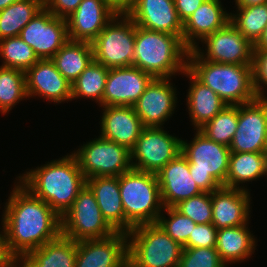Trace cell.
I'll list each match as a JSON object with an SVG mask.
<instances>
[{
    "label": "cell",
    "mask_w": 267,
    "mask_h": 267,
    "mask_svg": "<svg viewBox=\"0 0 267 267\" xmlns=\"http://www.w3.org/2000/svg\"><path fill=\"white\" fill-rule=\"evenodd\" d=\"M8 196L1 225L11 251L24 257L61 235V217L19 181Z\"/></svg>",
    "instance_id": "1"
},
{
    "label": "cell",
    "mask_w": 267,
    "mask_h": 267,
    "mask_svg": "<svg viewBox=\"0 0 267 267\" xmlns=\"http://www.w3.org/2000/svg\"><path fill=\"white\" fill-rule=\"evenodd\" d=\"M17 178L16 181L47 203L60 217L86 186V178L72 153L30 169Z\"/></svg>",
    "instance_id": "2"
},
{
    "label": "cell",
    "mask_w": 267,
    "mask_h": 267,
    "mask_svg": "<svg viewBox=\"0 0 267 267\" xmlns=\"http://www.w3.org/2000/svg\"><path fill=\"white\" fill-rule=\"evenodd\" d=\"M187 69L227 105L246 104L258 98L253 88L252 65L203 60L191 49L187 55Z\"/></svg>",
    "instance_id": "3"
},
{
    "label": "cell",
    "mask_w": 267,
    "mask_h": 267,
    "mask_svg": "<svg viewBox=\"0 0 267 267\" xmlns=\"http://www.w3.org/2000/svg\"><path fill=\"white\" fill-rule=\"evenodd\" d=\"M188 52L178 36L136 26L133 66L154 78L182 74L187 69Z\"/></svg>",
    "instance_id": "4"
},
{
    "label": "cell",
    "mask_w": 267,
    "mask_h": 267,
    "mask_svg": "<svg viewBox=\"0 0 267 267\" xmlns=\"http://www.w3.org/2000/svg\"><path fill=\"white\" fill-rule=\"evenodd\" d=\"M118 179L125 233L138 225L156 223L163 210L157 175L131 169Z\"/></svg>",
    "instance_id": "5"
},
{
    "label": "cell",
    "mask_w": 267,
    "mask_h": 267,
    "mask_svg": "<svg viewBox=\"0 0 267 267\" xmlns=\"http://www.w3.org/2000/svg\"><path fill=\"white\" fill-rule=\"evenodd\" d=\"M189 143L181 140V154L189 162V172L202 192L225 187L231 151L228 146L208 139L198 129Z\"/></svg>",
    "instance_id": "6"
},
{
    "label": "cell",
    "mask_w": 267,
    "mask_h": 267,
    "mask_svg": "<svg viewBox=\"0 0 267 267\" xmlns=\"http://www.w3.org/2000/svg\"><path fill=\"white\" fill-rule=\"evenodd\" d=\"M127 239L128 267H178L183 246L157 222L134 227Z\"/></svg>",
    "instance_id": "7"
},
{
    "label": "cell",
    "mask_w": 267,
    "mask_h": 267,
    "mask_svg": "<svg viewBox=\"0 0 267 267\" xmlns=\"http://www.w3.org/2000/svg\"><path fill=\"white\" fill-rule=\"evenodd\" d=\"M136 24L127 14H117L91 43L93 59L106 68L132 66Z\"/></svg>",
    "instance_id": "8"
},
{
    "label": "cell",
    "mask_w": 267,
    "mask_h": 267,
    "mask_svg": "<svg viewBox=\"0 0 267 267\" xmlns=\"http://www.w3.org/2000/svg\"><path fill=\"white\" fill-rule=\"evenodd\" d=\"M85 178L119 177L132 169L130 150L101 136L72 152Z\"/></svg>",
    "instance_id": "9"
},
{
    "label": "cell",
    "mask_w": 267,
    "mask_h": 267,
    "mask_svg": "<svg viewBox=\"0 0 267 267\" xmlns=\"http://www.w3.org/2000/svg\"><path fill=\"white\" fill-rule=\"evenodd\" d=\"M115 232L103 218L95 195L87 185L61 217V234L74 241L105 238Z\"/></svg>",
    "instance_id": "10"
},
{
    "label": "cell",
    "mask_w": 267,
    "mask_h": 267,
    "mask_svg": "<svg viewBox=\"0 0 267 267\" xmlns=\"http://www.w3.org/2000/svg\"><path fill=\"white\" fill-rule=\"evenodd\" d=\"M163 127H144L130 150L132 169L157 174L181 153V138ZM169 133V134H168Z\"/></svg>",
    "instance_id": "11"
},
{
    "label": "cell",
    "mask_w": 267,
    "mask_h": 267,
    "mask_svg": "<svg viewBox=\"0 0 267 267\" xmlns=\"http://www.w3.org/2000/svg\"><path fill=\"white\" fill-rule=\"evenodd\" d=\"M201 43L206 44L205 52L201 50L199 44L193 50L203 60L252 65L254 45L230 21L224 27L207 35Z\"/></svg>",
    "instance_id": "12"
},
{
    "label": "cell",
    "mask_w": 267,
    "mask_h": 267,
    "mask_svg": "<svg viewBox=\"0 0 267 267\" xmlns=\"http://www.w3.org/2000/svg\"><path fill=\"white\" fill-rule=\"evenodd\" d=\"M39 58L51 59L69 40L67 21L45 7L21 30L19 35Z\"/></svg>",
    "instance_id": "13"
},
{
    "label": "cell",
    "mask_w": 267,
    "mask_h": 267,
    "mask_svg": "<svg viewBox=\"0 0 267 267\" xmlns=\"http://www.w3.org/2000/svg\"><path fill=\"white\" fill-rule=\"evenodd\" d=\"M267 139V98L238 105V125L231 153H263Z\"/></svg>",
    "instance_id": "14"
},
{
    "label": "cell",
    "mask_w": 267,
    "mask_h": 267,
    "mask_svg": "<svg viewBox=\"0 0 267 267\" xmlns=\"http://www.w3.org/2000/svg\"><path fill=\"white\" fill-rule=\"evenodd\" d=\"M75 267H128L127 233L77 241Z\"/></svg>",
    "instance_id": "15"
},
{
    "label": "cell",
    "mask_w": 267,
    "mask_h": 267,
    "mask_svg": "<svg viewBox=\"0 0 267 267\" xmlns=\"http://www.w3.org/2000/svg\"><path fill=\"white\" fill-rule=\"evenodd\" d=\"M171 78H154L133 105L144 127H162L174 114L177 89Z\"/></svg>",
    "instance_id": "16"
},
{
    "label": "cell",
    "mask_w": 267,
    "mask_h": 267,
    "mask_svg": "<svg viewBox=\"0 0 267 267\" xmlns=\"http://www.w3.org/2000/svg\"><path fill=\"white\" fill-rule=\"evenodd\" d=\"M154 77L132 66L110 68L102 99L104 106H133Z\"/></svg>",
    "instance_id": "17"
},
{
    "label": "cell",
    "mask_w": 267,
    "mask_h": 267,
    "mask_svg": "<svg viewBox=\"0 0 267 267\" xmlns=\"http://www.w3.org/2000/svg\"><path fill=\"white\" fill-rule=\"evenodd\" d=\"M116 15L106 0H83L66 19L69 40L92 43Z\"/></svg>",
    "instance_id": "18"
},
{
    "label": "cell",
    "mask_w": 267,
    "mask_h": 267,
    "mask_svg": "<svg viewBox=\"0 0 267 267\" xmlns=\"http://www.w3.org/2000/svg\"><path fill=\"white\" fill-rule=\"evenodd\" d=\"M30 97H41L53 103L72 101L71 83L57 70L51 59L38 60L25 72Z\"/></svg>",
    "instance_id": "19"
},
{
    "label": "cell",
    "mask_w": 267,
    "mask_h": 267,
    "mask_svg": "<svg viewBox=\"0 0 267 267\" xmlns=\"http://www.w3.org/2000/svg\"><path fill=\"white\" fill-rule=\"evenodd\" d=\"M127 15L143 29L176 35L182 40L183 23L174 0H137Z\"/></svg>",
    "instance_id": "20"
},
{
    "label": "cell",
    "mask_w": 267,
    "mask_h": 267,
    "mask_svg": "<svg viewBox=\"0 0 267 267\" xmlns=\"http://www.w3.org/2000/svg\"><path fill=\"white\" fill-rule=\"evenodd\" d=\"M156 175L163 207H175L202 193L189 172V162L181 153Z\"/></svg>",
    "instance_id": "21"
},
{
    "label": "cell",
    "mask_w": 267,
    "mask_h": 267,
    "mask_svg": "<svg viewBox=\"0 0 267 267\" xmlns=\"http://www.w3.org/2000/svg\"><path fill=\"white\" fill-rule=\"evenodd\" d=\"M250 191L221 187L211 193L212 224L222 228L241 226L250 217Z\"/></svg>",
    "instance_id": "22"
},
{
    "label": "cell",
    "mask_w": 267,
    "mask_h": 267,
    "mask_svg": "<svg viewBox=\"0 0 267 267\" xmlns=\"http://www.w3.org/2000/svg\"><path fill=\"white\" fill-rule=\"evenodd\" d=\"M100 136L131 150L144 128L133 106H104Z\"/></svg>",
    "instance_id": "23"
},
{
    "label": "cell",
    "mask_w": 267,
    "mask_h": 267,
    "mask_svg": "<svg viewBox=\"0 0 267 267\" xmlns=\"http://www.w3.org/2000/svg\"><path fill=\"white\" fill-rule=\"evenodd\" d=\"M229 21L230 13L224 9L221 0H206L183 23L182 42L189 50L194 49L199 41Z\"/></svg>",
    "instance_id": "24"
},
{
    "label": "cell",
    "mask_w": 267,
    "mask_h": 267,
    "mask_svg": "<svg viewBox=\"0 0 267 267\" xmlns=\"http://www.w3.org/2000/svg\"><path fill=\"white\" fill-rule=\"evenodd\" d=\"M86 185L94 193L103 218L118 232H125V215L118 177H92Z\"/></svg>",
    "instance_id": "25"
},
{
    "label": "cell",
    "mask_w": 267,
    "mask_h": 267,
    "mask_svg": "<svg viewBox=\"0 0 267 267\" xmlns=\"http://www.w3.org/2000/svg\"><path fill=\"white\" fill-rule=\"evenodd\" d=\"M190 80L187 108L194 130L213 119L227 104L208 86L200 82L188 69L183 73Z\"/></svg>",
    "instance_id": "26"
},
{
    "label": "cell",
    "mask_w": 267,
    "mask_h": 267,
    "mask_svg": "<svg viewBox=\"0 0 267 267\" xmlns=\"http://www.w3.org/2000/svg\"><path fill=\"white\" fill-rule=\"evenodd\" d=\"M250 222L235 227L222 228L217 231L215 248L222 262L233 264L249 259L256 250V238L247 227Z\"/></svg>",
    "instance_id": "27"
},
{
    "label": "cell",
    "mask_w": 267,
    "mask_h": 267,
    "mask_svg": "<svg viewBox=\"0 0 267 267\" xmlns=\"http://www.w3.org/2000/svg\"><path fill=\"white\" fill-rule=\"evenodd\" d=\"M267 176V161L263 153H231L225 187L248 190L245 182H252ZM240 184H243V186Z\"/></svg>",
    "instance_id": "28"
},
{
    "label": "cell",
    "mask_w": 267,
    "mask_h": 267,
    "mask_svg": "<svg viewBox=\"0 0 267 267\" xmlns=\"http://www.w3.org/2000/svg\"><path fill=\"white\" fill-rule=\"evenodd\" d=\"M76 254L77 241L61 234L24 257L34 267H75Z\"/></svg>",
    "instance_id": "29"
},
{
    "label": "cell",
    "mask_w": 267,
    "mask_h": 267,
    "mask_svg": "<svg viewBox=\"0 0 267 267\" xmlns=\"http://www.w3.org/2000/svg\"><path fill=\"white\" fill-rule=\"evenodd\" d=\"M93 60L91 43L71 40L51 58L57 70L71 84Z\"/></svg>",
    "instance_id": "30"
},
{
    "label": "cell",
    "mask_w": 267,
    "mask_h": 267,
    "mask_svg": "<svg viewBox=\"0 0 267 267\" xmlns=\"http://www.w3.org/2000/svg\"><path fill=\"white\" fill-rule=\"evenodd\" d=\"M44 8L42 0H19L0 11V40L19 36L21 30Z\"/></svg>",
    "instance_id": "31"
},
{
    "label": "cell",
    "mask_w": 267,
    "mask_h": 267,
    "mask_svg": "<svg viewBox=\"0 0 267 267\" xmlns=\"http://www.w3.org/2000/svg\"><path fill=\"white\" fill-rule=\"evenodd\" d=\"M108 70L109 68H106L95 60L91 61L86 69L71 84L72 99L90 98L102 107Z\"/></svg>",
    "instance_id": "32"
},
{
    "label": "cell",
    "mask_w": 267,
    "mask_h": 267,
    "mask_svg": "<svg viewBox=\"0 0 267 267\" xmlns=\"http://www.w3.org/2000/svg\"><path fill=\"white\" fill-rule=\"evenodd\" d=\"M236 9L230 13V22L254 45L267 26V3Z\"/></svg>",
    "instance_id": "33"
},
{
    "label": "cell",
    "mask_w": 267,
    "mask_h": 267,
    "mask_svg": "<svg viewBox=\"0 0 267 267\" xmlns=\"http://www.w3.org/2000/svg\"><path fill=\"white\" fill-rule=\"evenodd\" d=\"M25 98H28L25 72L0 66V112L3 115L8 113Z\"/></svg>",
    "instance_id": "34"
},
{
    "label": "cell",
    "mask_w": 267,
    "mask_h": 267,
    "mask_svg": "<svg viewBox=\"0 0 267 267\" xmlns=\"http://www.w3.org/2000/svg\"><path fill=\"white\" fill-rule=\"evenodd\" d=\"M238 125V105H226L198 130L216 143L230 146Z\"/></svg>",
    "instance_id": "35"
},
{
    "label": "cell",
    "mask_w": 267,
    "mask_h": 267,
    "mask_svg": "<svg viewBox=\"0 0 267 267\" xmlns=\"http://www.w3.org/2000/svg\"><path fill=\"white\" fill-rule=\"evenodd\" d=\"M0 56L3 67L19 69L26 72L39 58L20 36L7 37L0 40Z\"/></svg>",
    "instance_id": "36"
},
{
    "label": "cell",
    "mask_w": 267,
    "mask_h": 267,
    "mask_svg": "<svg viewBox=\"0 0 267 267\" xmlns=\"http://www.w3.org/2000/svg\"><path fill=\"white\" fill-rule=\"evenodd\" d=\"M162 211L165 212L168 217H165V214L162 212L159 215L157 223L174 241L184 246L193 228L197 224L193 220L182 215L174 207H163Z\"/></svg>",
    "instance_id": "37"
},
{
    "label": "cell",
    "mask_w": 267,
    "mask_h": 267,
    "mask_svg": "<svg viewBox=\"0 0 267 267\" xmlns=\"http://www.w3.org/2000/svg\"><path fill=\"white\" fill-rule=\"evenodd\" d=\"M174 208L196 224L212 223L211 193L202 192L199 195L181 201Z\"/></svg>",
    "instance_id": "38"
},
{
    "label": "cell",
    "mask_w": 267,
    "mask_h": 267,
    "mask_svg": "<svg viewBox=\"0 0 267 267\" xmlns=\"http://www.w3.org/2000/svg\"><path fill=\"white\" fill-rule=\"evenodd\" d=\"M178 267H226L215 247L183 248Z\"/></svg>",
    "instance_id": "39"
},
{
    "label": "cell",
    "mask_w": 267,
    "mask_h": 267,
    "mask_svg": "<svg viewBox=\"0 0 267 267\" xmlns=\"http://www.w3.org/2000/svg\"><path fill=\"white\" fill-rule=\"evenodd\" d=\"M252 77L253 88L258 98H267V92L265 91L267 87V49H253ZM264 86L265 88H263Z\"/></svg>",
    "instance_id": "40"
},
{
    "label": "cell",
    "mask_w": 267,
    "mask_h": 267,
    "mask_svg": "<svg viewBox=\"0 0 267 267\" xmlns=\"http://www.w3.org/2000/svg\"><path fill=\"white\" fill-rule=\"evenodd\" d=\"M218 229L212 224H197L183 248L215 247Z\"/></svg>",
    "instance_id": "41"
},
{
    "label": "cell",
    "mask_w": 267,
    "mask_h": 267,
    "mask_svg": "<svg viewBox=\"0 0 267 267\" xmlns=\"http://www.w3.org/2000/svg\"><path fill=\"white\" fill-rule=\"evenodd\" d=\"M83 0H45L44 7L54 16L67 19Z\"/></svg>",
    "instance_id": "42"
},
{
    "label": "cell",
    "mask_w": 267,
    "mask_h": 267,
    "mask_svg": "<svg viewBox=\"0 0 267 267\" xmlns=\"http://www.w3.org/2000/svg\"><path fill=\"white\" fill-rule=\"evenodd\" d=\"M206 0H174L179 19L184 23Z\"/></svg>",
    "instance_id": "43"
},
{
    "label": "cell",
    "mask_w": 267,
    "mask_h": 267,
    "mask_svg": "<svg viewBox=\"0 0 267 267\" xmlns=\"http://www.w3.org/2000/svg\"><path fill=\"white\" fill-rule=\"evenodd\" d=\"M17 256L11 251L5 231L0 232V267H12Z\"/></svg>",
    "instance_id": "44"
},
{
    "label": "cell",
    "mask_w": 267,
    "mask_h": 267,
    "mask_svg": "<svg viewBox=\"0 0 267 267\" xmlns=\"http://www.w3.org/2000/svg\"><path fill=\"white\" fill-rule=\"evenodd\" d=\"M137 0H106L117 14H127Z\"/></svg>",
    "instance_id": "45"
},
{
    "label": "cell",
    "mask_w": 267,
    "mask_h": 267,
    "mask_svg": "<svg viewBox=\"0 0 267 267\" xmlns=\"http://www.w3.org/2000/svg\"><path fill=\"white\" fill-rule=\"evenodd\" d=\"M236 7H247L259 4H266L267 0H234Z\"/></svg>",
    "instance_id": "46"
},
{
    "label": "cell",
    "mask_w": 267,
    "mask_h": 267,
    "mask_svg": "<svg viewBox=\"0 0 267 267\" xmlns=\"http://www.w3.org/2000/svg\"><path fill=\"white\" fill-rule=\"evenodd\" d=\"M254 48L267 49V26L265 27L259 40L254 44Z\"/></svg>",
    "instance_id": "47"
},
{
    "label": "cell",
    "mask_w": 267,
    "mask_h": 267,
    "mask_svg": "<svg viewBox=\"0 0 267 267\" xmlns=\"http://www.w3.org/2000/svg\"><path fill=\"white\" fill-rule=\"evenodd\" d=\"M12 267H34L25 257H16Z\"/></svg>",
    "instance_id": "48"
},
{
    "label": "cell",
    "mask_w": 267,
    "mask_h": 267,
    "mask_svg": "<svg viewBox=\"0 0 267 267\" xmlns=\"http://www.w3.org/2000/svg\"><path fill=\"white\" fill-rule=\"evenodd\" d=\"M19 0H0V11Z\"/></svg>",
    "instance_id": "49"
},
{
    "label": "cell",
    "mask_w": 267,
    "mask_h": 267,
    "mask_svg": "<svg viewBox=\"0 0 267 267\" xmlns=\"http://www.w3.org/2000/svg\"><path fill=\"white\" fill-rule=\"evenodd\" d=\"M263 154L266 157V161H267V139H266V143H265V148H264Z\"/></svg>",
    "instance_id": "50"
}]
</instances>
